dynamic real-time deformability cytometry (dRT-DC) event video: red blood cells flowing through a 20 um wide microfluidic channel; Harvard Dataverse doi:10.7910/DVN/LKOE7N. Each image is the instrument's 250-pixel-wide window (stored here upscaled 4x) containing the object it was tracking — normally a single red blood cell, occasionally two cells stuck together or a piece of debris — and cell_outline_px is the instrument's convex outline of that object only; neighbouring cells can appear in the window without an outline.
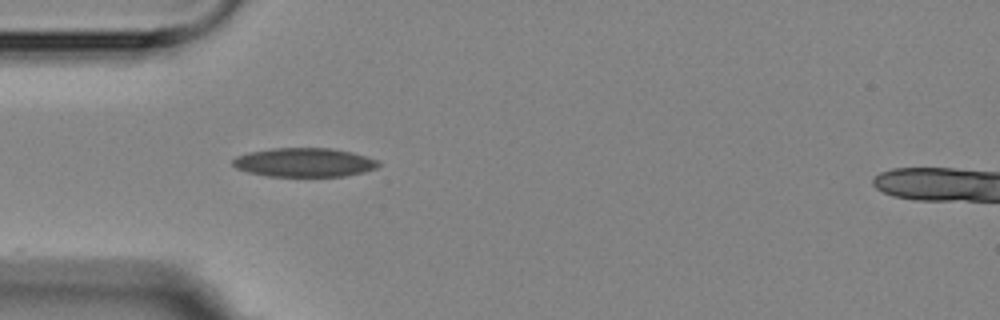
{"species": "Egyptian fruit bat (a non-hibernating species)", "species_latin": "Rousettus aegyptiacus", "temperature_condition": "room temperature", "stored_images_in_passage": 3, "camera_frame_rate_fps": 3000, "um_per_image_px": 0.085, "animal": {"sex": "female"}, "frame": {"image": 1, "passage_image": 2, "time_ms": 1.0, "image_size_px": [1000, 320], "cell_outline_px": [[380, 164], [376, 168], [364, 172], [344, 176], [268, 176], [248, 172], [236, 168], [232, 164], [232, 160], [236, 156], [248, 152], [272, 148], [328, 148], [352, 152], [380, 160]], "centroid_in_image_um": [25.86, 13.8], "position_along_channel_um": 59.1, "area_um2": 24.62}}